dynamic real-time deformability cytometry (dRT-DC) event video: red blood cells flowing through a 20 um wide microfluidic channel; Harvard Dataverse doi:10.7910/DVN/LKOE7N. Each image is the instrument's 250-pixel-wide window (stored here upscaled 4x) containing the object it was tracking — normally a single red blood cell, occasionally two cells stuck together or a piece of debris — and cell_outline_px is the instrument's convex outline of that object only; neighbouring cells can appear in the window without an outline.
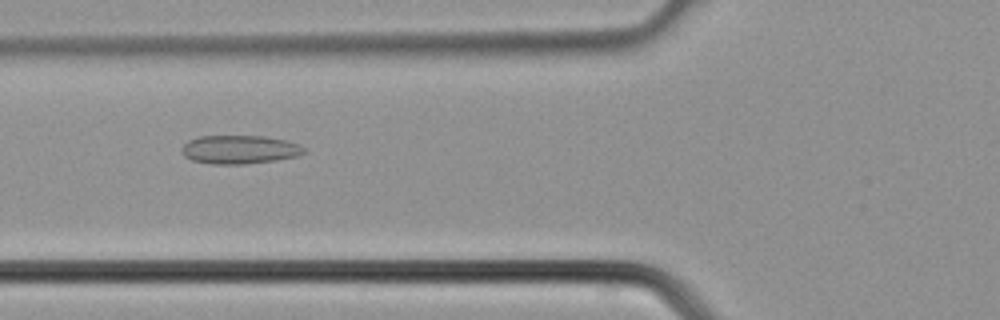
{"species": "common noctule bat (a hibernating species)", "species_latin": "Nyctalus noctula", "temperature_condition": "cold", "stored_images_in_passage": 35, "camera_frame_rate_fps": 3000, "um_per_image_px": 0.085, "animal": {"sex": "male", "body_mass_g": 21.5, "forearm_length_mm": 52.0}, "frame": {"image": 1, "passage_image": 11, "time_ms": 3.333, "image_size_px": [1000, 320], "cell_outline_px": [[308, 152], [296, 156], [276, 160], [244, 164], [212, 164], [192, 160], [184, 156], [180, 148], [188, 140], [200, 136], [264, 136], [284, 140], [300, 144], [308, 148]], "centroid_in_image_um": [20.39, 12.71], "position_along_channel_um": 105.4, "area_um2": 20.52}}
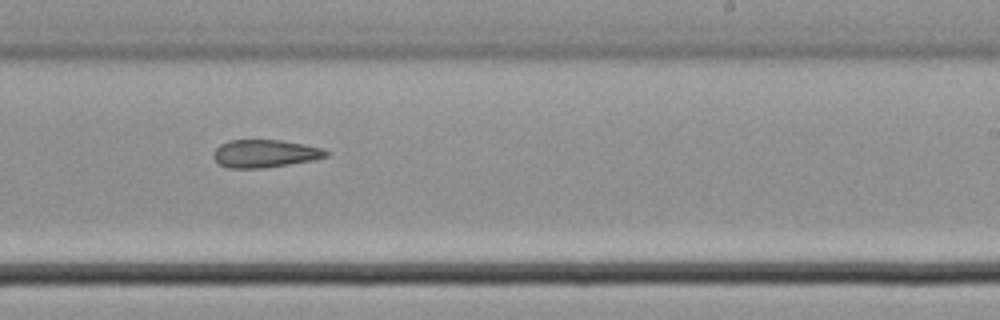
{"frame": {"image": 2, "passage_image": 20, "time_ms": 6.333, "image_size_px": [1000, 320], "cell_outline_px": [[328, 156], [316, 160], [264, 168], [228, 168], [220, 164], [212, 156], [212, 152], [220, 144], [228, 140], [280, 140], [304, 144], [324, 148], [328, 152]], "centroid_in_image_um": [22.53, 13.05], "position_along_channel_um": 266.5, "area_um2": 18.44}}
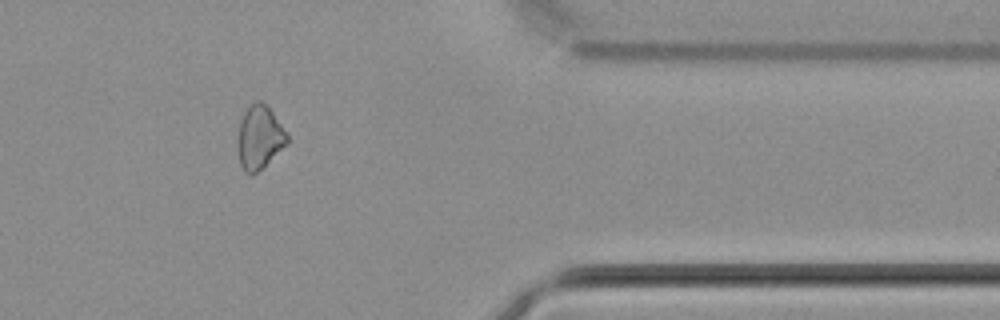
{"frame": {"image": 3, "passage_image": 28, "time_ms": 9.0, "image_size_px": [1000, 320], "cell_outline_px": [[288, 144], [256, 172], [244, 172], [240, 164], [236, 144], [236, 140], [240, 124], [244, 112], [256, 100], [260, 100], [272, 112], [288, 132]], "centroid_in_image_um": [22.05, 11.67], "position_along_channel_um": 389.3, "area_um2": 18.15}}